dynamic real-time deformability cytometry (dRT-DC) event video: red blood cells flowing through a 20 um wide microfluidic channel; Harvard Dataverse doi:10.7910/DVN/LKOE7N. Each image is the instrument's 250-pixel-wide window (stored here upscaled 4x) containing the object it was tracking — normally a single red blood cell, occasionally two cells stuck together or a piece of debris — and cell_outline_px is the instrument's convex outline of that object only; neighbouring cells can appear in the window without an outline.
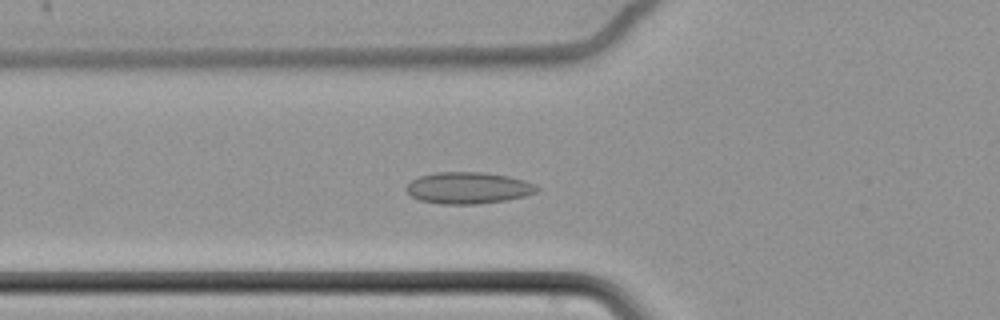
{"species": "common noctule bat (a hibernating species)", "species_latin": "Nyctalus noctula", "temperature_condition": "cold", "stored_images_in_passage": 62, "camera_frame_rate_fps": 3000, "um_per_image_px": 0.085, "animal": {"sex": "female", "body_mass_g": 22.7, "forearm_length_mm": 54.2}, "frame": {"image": 1, "passage_image": 23, "time_ms": 7.333, "image_size_px": [1000, 320], "cell_outline_px": [[540, 188], [536, 192], [524, 196], [504, 200], [476, 204], [440, 204], [420, 200], [412, 196], [408, 192], [408, 184], [412, 180], [420, 176], [436, 172], [484, 172], [508, 176], [524, 180]], "centroid_in_image_um": [39.8, 15.97], "position_along_channel_um": 86.0, "area_um2": 23.76}}
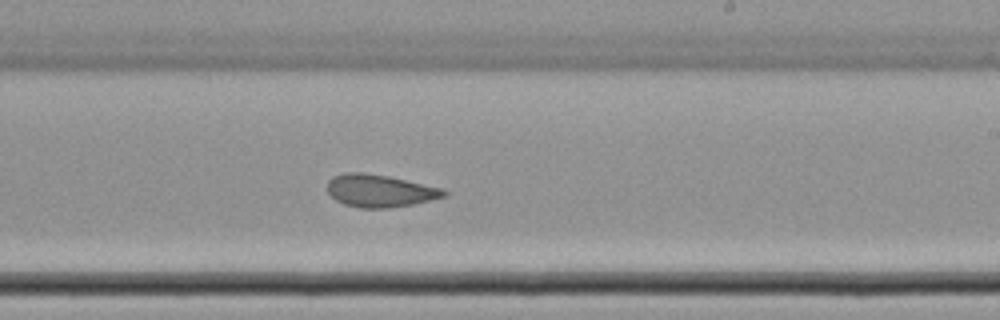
{"frame": {"image": 2, "passage_image": 38, "time_ms": 12.333, "image_size_px": [1000, 320], "cell_outline_px": [[448, 196], [412, 204], [388, 208], [360, 208], [344, 204], [336, 200], [328, 192], [328, 180], [332, 176], [344, 172], [364, 172], [388, 176], [444, 188], [448, 192]], "centroid_in_image_um": [32.3, 16.21], "position_along_channel_um": 256.7, "area_um2": 22.25}}
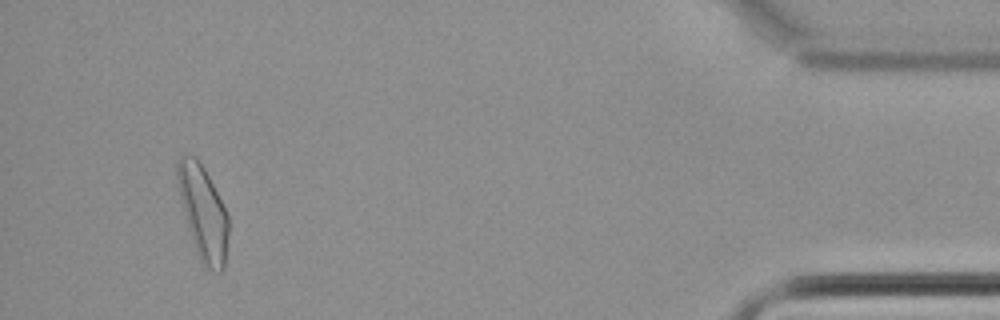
{"frame": {"image": 3, "passage_image": 58, "time_ms": 19.0, "image_size_px": [1000, 320], "cell_outline_px": [[228, 240], [224, 268], [220, 272], [216, 272], [204, 268], [196, 252], [188, 228], [180, 200], [176, 184], [176, 160], [184, 152], [188, 152], [196, 156], [200, 160], [228, 216]], "centroid_in_image_um": [17.22, 18.04], "position_along_channel_um": 418.0, "area_um2": 28.32}, "authors_computed_cell_mechanics": {"area_um2": 23.7558, "velocity_mm_per_s": 3.4274, "shape_relaxation_time_tau1_ms": null, "shape_relaxation_time_tau2_ms": 5.5566, "deformation_change_tau1": null, "deformation_change_tau2": 0.1089}}